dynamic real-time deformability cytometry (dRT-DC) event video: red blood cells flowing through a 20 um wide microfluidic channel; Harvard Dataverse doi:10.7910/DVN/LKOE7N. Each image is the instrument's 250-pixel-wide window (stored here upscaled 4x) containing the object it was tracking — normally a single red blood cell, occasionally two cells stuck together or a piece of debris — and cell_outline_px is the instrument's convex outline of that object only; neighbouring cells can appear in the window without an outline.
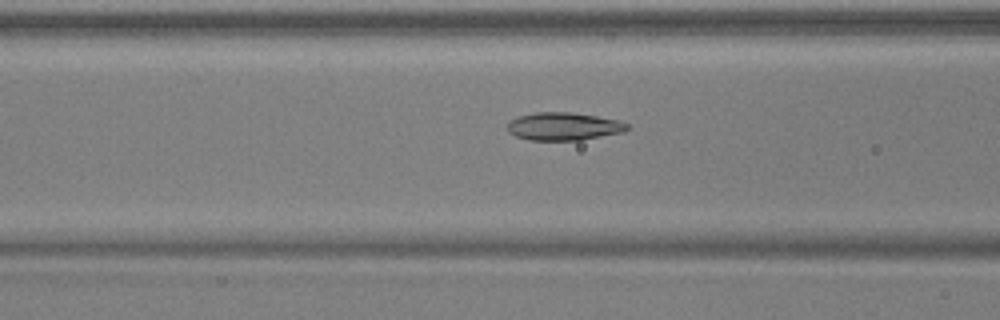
{"species": "common noctule bat (a hibernating species)", "species_latin": "Nyctalus noctula", "temperature_condition": "warm", "stored_images_in_passage": 41, "camera_frame_rate_fps": 3000, "um_per_image_px": 0.085, "animal": {"sex": "male", "body_mass_g": 17.9, "forearm_length_mm": 54.2}, "frame": {"image": 1, "passage_image": 10, "time_ms": 3.0, "image_size_px": [1000, 320], "cell_outline_px": [[628, 128], [624, 132], [580, 140], [528, 140], [516, 136], [508, 132], [508, 120], [520, 116], [536, 112], [572, 112], [620, 120], [628, 124]], "centroid_in_image_um": [47.91, 10.74], "position_along_channel_um": 118.7, "area_um2": 19.48}}
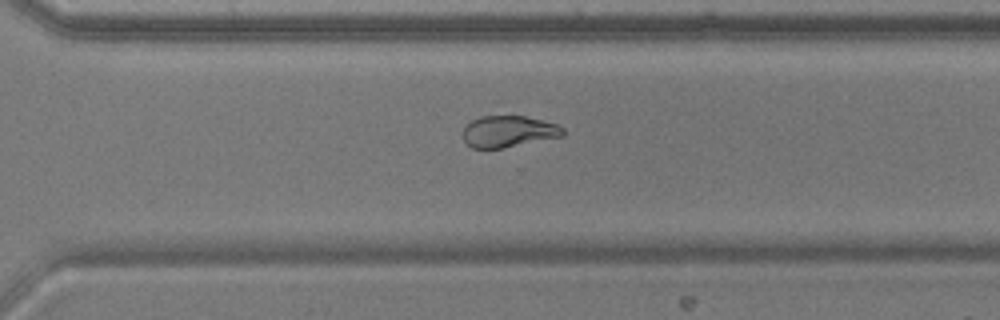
{"frame": {"image": 2, "passage_image": 26, "time_ms": 8.333, "image_size_px": [1000, 320], "cell_outline_px": [[564, 136], [504, 148], [472, 148], [464, 140], [460, 132], [472, 120], [480, 116], [524, 116], [556, 124], [564, 128]], "centroid_in_image_um": [43.2, 11.18], "position_along_channel_um": 327.4, "area_um2": 18.38}}
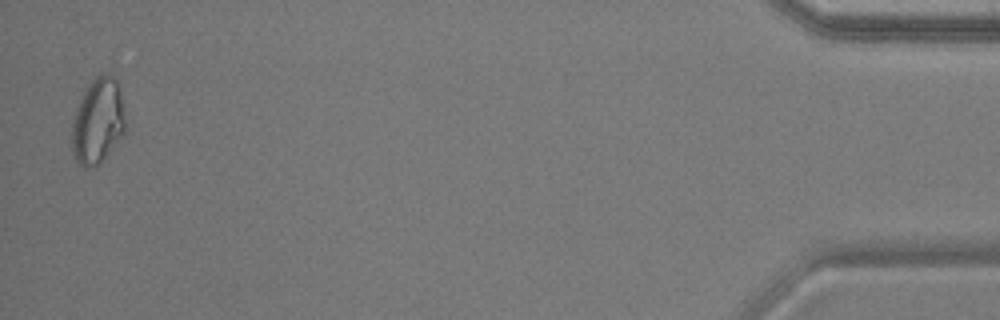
{"frame": {"image": 3, "passage_image": 40, "time_ms": 13.0, "image_size_px": [1000, 320], "cell_outline_px": [[124, 136], [100, 164], [92, 168], [84, 168], [76, 160], [72, 152], [72, 120], [76, 108], [84, 88], [96, 76], [104, 72], [108, 72], [116, 80], [120, 92], [124, 108]], "centroid_in_image_um": [8.31, 10.31], "position_along_channel_um": 426.9, "area_um2": 27.11}, "authors_computed_cell_mechanics": {"area_um2": 19.5364, "velocity_mm_per_s": 3.9165, "shape_relaxation_time_tau1_ms": 8.2562, "shape_relaxation_time_tau2_ms": 1.7421, "deformation_change_tau1": 0.1968, "deformation_change_tau2": 0.0479}}